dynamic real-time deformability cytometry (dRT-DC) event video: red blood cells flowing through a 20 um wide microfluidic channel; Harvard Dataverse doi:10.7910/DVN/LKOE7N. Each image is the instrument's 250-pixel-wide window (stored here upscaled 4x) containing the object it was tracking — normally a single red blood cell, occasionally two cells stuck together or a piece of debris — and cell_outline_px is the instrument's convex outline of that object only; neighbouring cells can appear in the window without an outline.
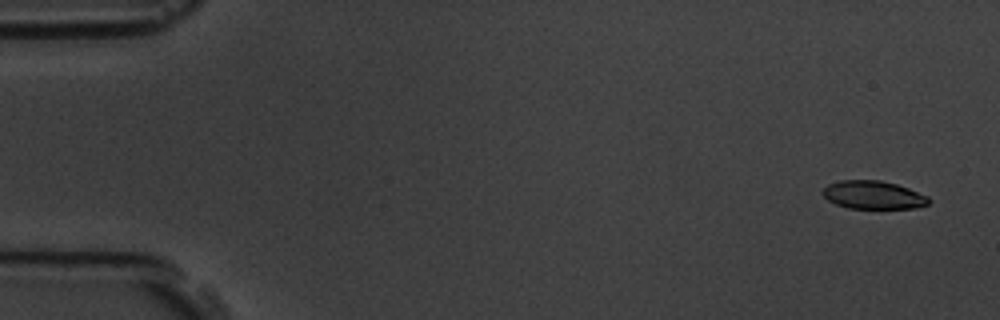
{"species": "common noctule bat (a hibernating species)", "species_latin": "Nyctalus noctula", "temperature_condition": "room temperature", "stored_images_in_passage": 5, "segment_of_instrument_passage": [1, 2], "camera_frame_rate_fps": 3000, "um_per_image_px": 0.085, "animal": {"sex": "male", "body_mass_g": 19.5, "forearm_length_mm": 54.6}, "frame": {"image": 1, "passage_image": 1, "time_ms": 0.0, "image_size_px": [1000, 320], "cell_outline_px": [[932, 200], [928, 204], [916, 208], [848, 208], [836, 204], [828, 200], [820, 192], [828, 184], [840, 180], [880, 180], [896, 184], [908, 188], [928, 196]], "centroid_in_image_um": [74.23, 16.57], "position_along_channel_um": 10.8, "area_um2": 17.46}}